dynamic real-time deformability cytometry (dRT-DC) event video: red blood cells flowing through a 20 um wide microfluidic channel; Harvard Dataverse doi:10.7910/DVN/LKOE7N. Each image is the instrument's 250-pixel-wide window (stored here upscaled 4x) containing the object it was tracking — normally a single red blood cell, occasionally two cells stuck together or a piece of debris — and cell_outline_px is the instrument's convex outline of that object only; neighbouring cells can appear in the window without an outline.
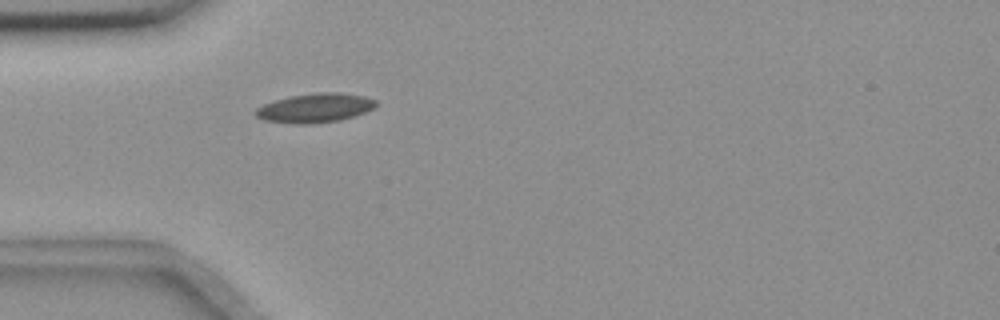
{"species": "common noctule bat (a hibernating species)", "species_latin": "Nyctalus noctula", "temperature_condition": "room temperature", "stored_images_in_passage": 1, "camera_frame_rate_fps": 3000, "um_per_image_px": 0.085, "animal": {"sex": "female", "body_mass_g": 18.4}, "frame": {"image": 1, "passage_image": 1, "time_ms": 0.0, "image_size_px": [1000, 320], "cell_outline_px": [[376, 104], [372, 108], [364, 112], [340, 120], [308, 124], [296, 124], [264, 120], [256, 116], [252, 112], [256, 108], [272, 100], [288, 96], [316, 92], [340, 92], [364, 96], [376, 100]], "centroid_in_image_um": [26.71, 9.16], "position_along_channel_um": 58.3, "area_um2": 20.52}}